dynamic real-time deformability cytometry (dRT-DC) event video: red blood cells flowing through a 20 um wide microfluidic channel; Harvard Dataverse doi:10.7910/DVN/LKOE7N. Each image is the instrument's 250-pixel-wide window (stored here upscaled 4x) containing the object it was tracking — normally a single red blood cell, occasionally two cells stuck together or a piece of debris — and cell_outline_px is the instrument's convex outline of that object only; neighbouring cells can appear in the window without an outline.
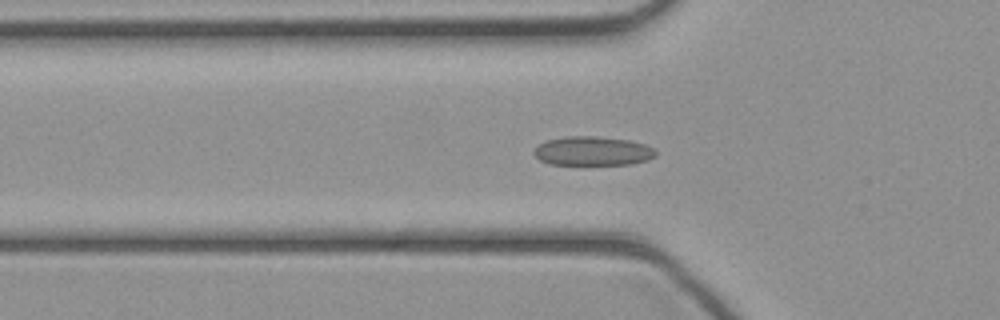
{"species": "common noctule bat (a hibernating species)", "species_latin": "Nyctalus noctula", "temperature_condition": "cold", "stored_images_in_passage": 39, "camera_frame_rate_fps": 3000, "um_per_image_px": 0.085, "animal": {"sex": "female", "body_mass_g": 21.9}, "frame": {"image": 1, "passage_image": 8, "time_ms": 2.333, "image_size_px": [1000, 320], "cell_outline_px": [[656, 156], [648, 160], [632, 164], [548, 164], [540, 160], [532, 152], [544, 140], [568, 136], [596, 136], [628, 140], [644, 144], [656, 148]], "centroid_in_image_um": [50.39, 12.83], "position_along_channel_um": 75.4, "area_um2": 20.69}}
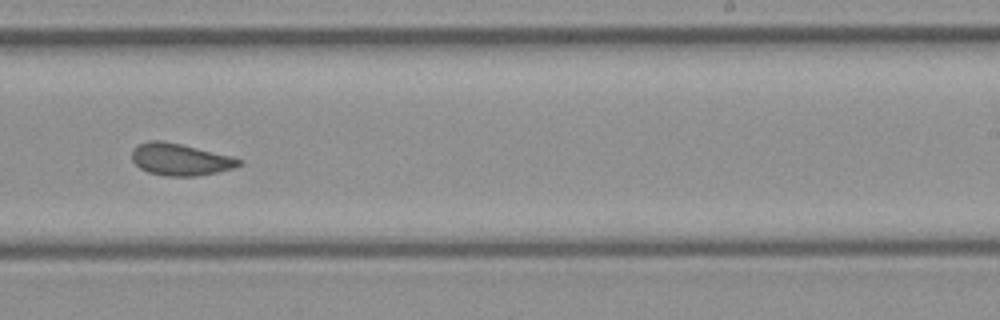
{"frame": {"image": 2, "passage_image": 21, "time_ms": 6.667, "image_size_px": [1000, 320], "cell_outline_px": [[244, 164], [232, 168], [216, 172], [196, 176], [164, 176], [148, 172], [140, 168], [132, 160], [132, 148], [148, 140], [160, 140], [180, 144], [232, 156], [244, 160]], "centroid_in_image_um": [15.33, 13.55], "position_along_channel_um": 273.7, "area_um2": 19.94}}
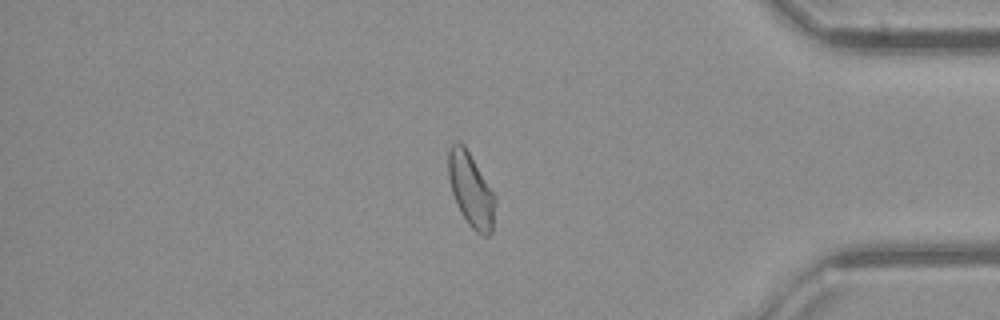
{"frame": {"image": 3, "passage_image": 31, "time_ms": 10.0, "image_size_px": [1000, 320], "cell_outline_px": [[496, 200], [492, 232], [488, 236], [484, 236], [476, 232], [468, 224], [460, 212], [456, 204], [452, 192], [448, 176], [448, 152], [452, 144], [456, 140], [460, 140], [464, 144], [496, 196]], "centroid_in_image_um": [40.03, 16.14], "position_along_channel_um": 395.2, "area_um2": 20.35}}